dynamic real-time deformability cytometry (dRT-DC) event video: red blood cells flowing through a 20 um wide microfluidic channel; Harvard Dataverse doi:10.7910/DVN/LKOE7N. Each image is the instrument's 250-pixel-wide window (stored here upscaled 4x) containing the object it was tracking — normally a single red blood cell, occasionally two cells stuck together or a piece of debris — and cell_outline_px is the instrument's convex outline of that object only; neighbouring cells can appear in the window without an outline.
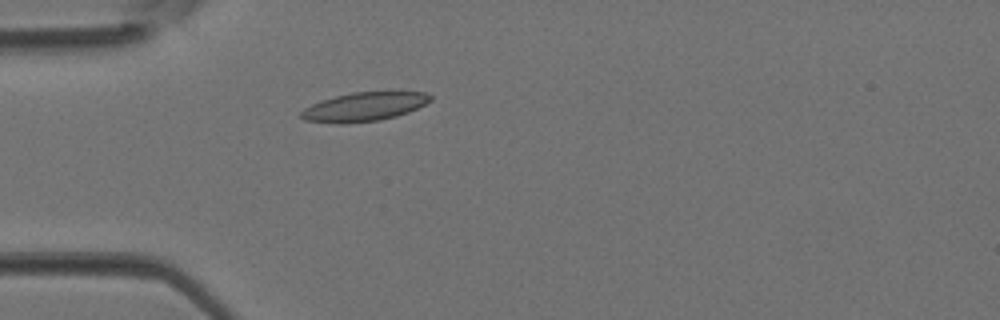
{"species": "Egyptian fruit bat (a non-hibernating species)", "species_latin": "Rousettus aegyptiacus", "temperature_condition": "room temperature", "stored_images_in_passage": 3, "camera_frame_rate_fps": 3000, "um_per_image_px": 0.085, "animal": {"sex": "female"}, "frame": {"image": 1, "passage_image": 3, "time_ms": 0.667, "image_size_px": [1000, 320], "cell_outline_px": [[432, 100], [408, 112], [396, 116], [380, 120], [344, 124], [340, 124], [304, 120], [300, 116], [300, 112], [304, 108], [320, 100], [352, 92], [428, 92], [432, 96]], "centroid_in_image_um": [30.93, 9.08], "position_along_channel_um": 54.1, "area_um2": 21.73}}